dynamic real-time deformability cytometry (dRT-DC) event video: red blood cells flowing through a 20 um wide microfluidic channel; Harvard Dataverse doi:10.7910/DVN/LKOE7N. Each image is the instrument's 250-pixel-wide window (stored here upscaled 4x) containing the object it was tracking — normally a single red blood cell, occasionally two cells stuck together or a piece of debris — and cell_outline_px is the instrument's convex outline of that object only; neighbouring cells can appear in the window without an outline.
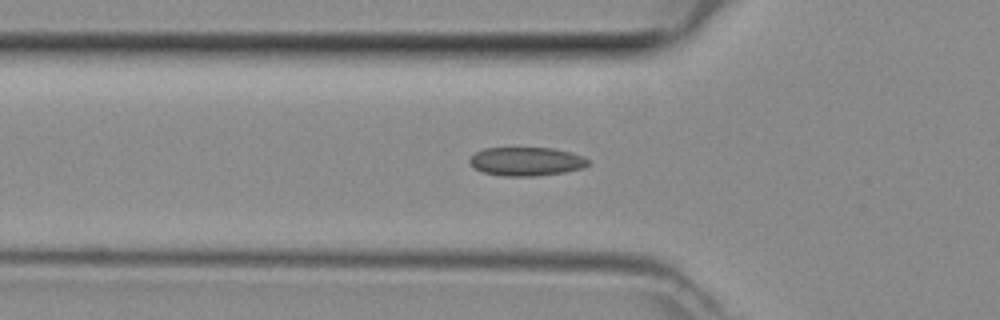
{"species": "common noctule bat (a hibernating species)", "species_latin": "Nyctalus noctula", "temperature_condition": "room temperature", "stored_images_in_passage": 28, "camera_frame_rate_fps": 3000, "um_per_image_px": 0.085, "animal": {"sex": "female", "body_mass_g": 29.2, "forearm_length_mm": 56.3}, "frame": {"image": 1, "passage_image": 2, "time_ms": 0.333, "image_size_px": [1000, 320], "cell_outline_px": [[588, 164], [584, 168], [564, 172], [536, 176], [504, 176], [484, 172], [476, 168], [468, 160], [476, 152], [484, 148], [552, 148], [572, 152], [584, 156], [588, 160]], "centroid_in_image_um": [44.78, 13.72], "position_along_channel_um": 81.0, "area_um2": 19.71}}
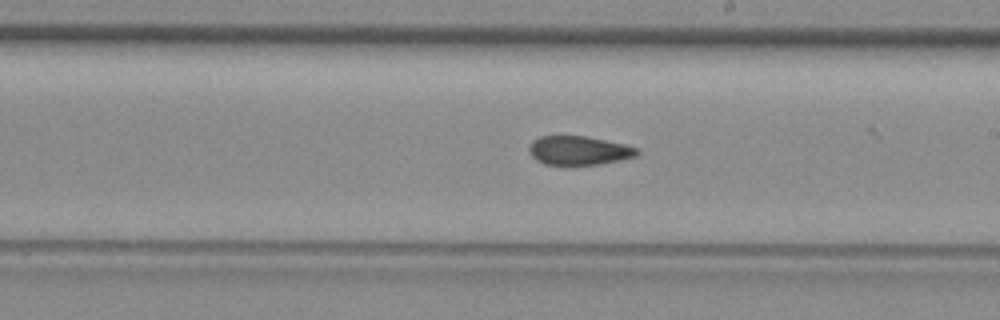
{"frame": {"image": 2, "passage_image": 13, "time_ms": 4.0, "image_size_px": [1000, 320], "cell_outline_px": [[640, 152], [636, 156], [620, 160], [600, 164], [544, 164], [536, 160], [528, 152], [528, 148], [532, 140], [540, 136], [584, 136], [624, 144], [636, 148]], "centroid_in_image_um": [49.17, 12.79], "position_along_channel_um": 239.8, "area_um2": 18.03}}
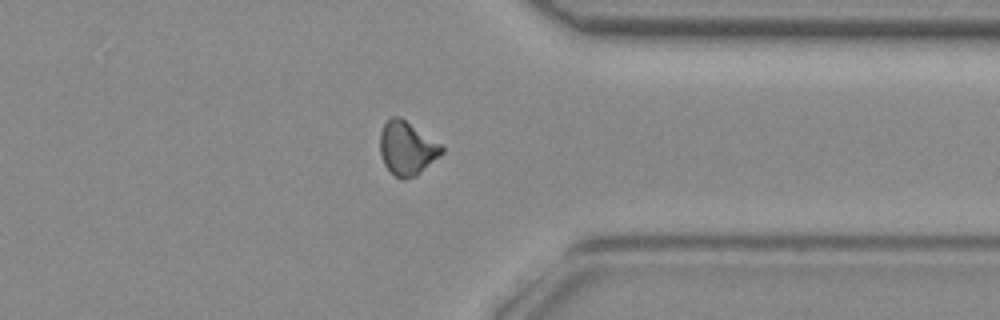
{"frame": {"image": 3, "passage_image": 23, "time_ms": 7.333, "image_size_px": [1000, 320], "cell_outline_px": [[444, 152], [440, 156], [416, 176], [404, 180], [396, 176], [384, 164], [380, 156], [380, 132], [384, 124], [392, 116], [400, 116], [440, 144], [444, 148]], "centroid_in_image_um": [34.58, 12.61], "position_along_channel_um": 376.8, "area_um2": 19.19}}